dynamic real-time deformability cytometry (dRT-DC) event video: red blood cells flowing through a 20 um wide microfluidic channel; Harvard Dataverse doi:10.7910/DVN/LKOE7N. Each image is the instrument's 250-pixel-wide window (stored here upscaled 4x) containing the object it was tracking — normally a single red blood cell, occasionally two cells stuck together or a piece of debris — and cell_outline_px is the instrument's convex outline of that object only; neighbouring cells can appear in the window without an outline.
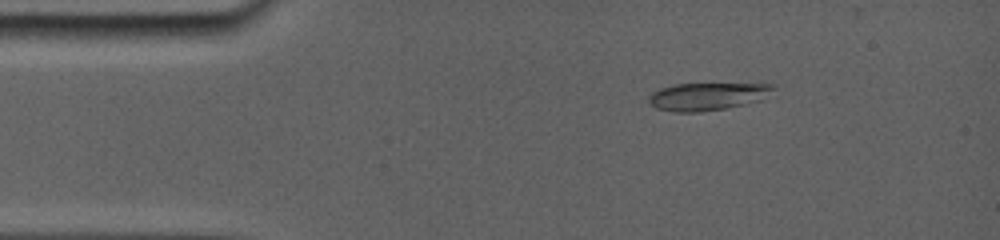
{"species": "common noctule bat (a hibernating species)", "species_latin": "Nyctalus noctula", "temperature_condition": "room temperature", "stored_images_in_passage": 85, "camera_frame_rate_fps": 5000, "um_per_image_px": 0.085, "animal": {"sex": "female", "body_mass_g": 19.0, "forearm_length_mm": 56.7}, "frame": {"image": 1, "passage_image": 1, "time_ms": 0.0, "image_size_px": [1000, 240], "cell_outline_px": [[776, 88], [760, 100], [744, 104], [724, 108], [696, 112], [676, 112], [656, 108], [648, 100], [648, 96], [652, 92], [660, 88], [672, 84], [776, 84]], "centroid_in_image_um": [60.1, 8.18], "position_along_channel_um": 24.9, "area_um2": 19.83}}
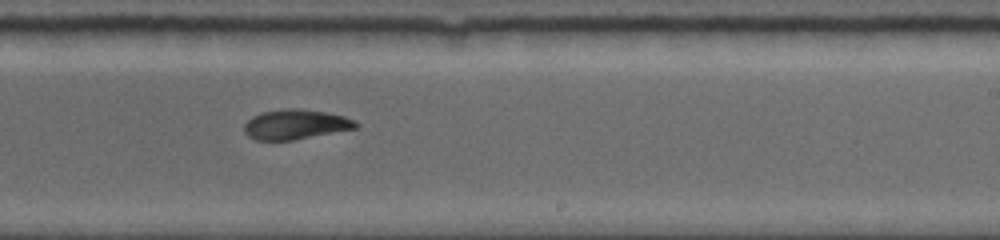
{"frame": {"image": 2, "passage_image": 45, "time_ms": 7.6, "image_size_px": [1000, 240], "cell_outline_px": [[360, 124], [356, 128], [292, 140], [256, 140], [248, 136], [244, 132], [244, 124], [252, 116], [260, 112], [284, 108], [296, 108], [324, 112], [344, 116], [356, 120]], "centroid_in_image_um": [25.1, 10.56], "position_along_channel_um": 263.9, "area_um2": 19.42}}
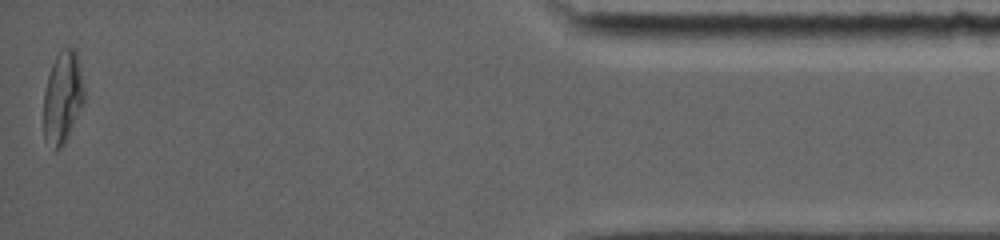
{"frame": {"image": 3, "passage_image": 85, "time_ms": 13.6, "image_size_px": [1000, 240], "cell_outline_px": [[84, 104], [64, 144], [60, 148], [56, 148], [44, 140], [44, 92], [48, 76], [52, 64], [60, 48], [72, 48], [76, 52], [80, 64], [84, 88]], "centroid_in_image_um": [5.34, 8.26], "position_along_channel_um": 429.9, "area_um2": 21.73}, "authors_computed_cell_mechanics": {"area_um2": 19.941, "velocity_mm_per_s": 3.8783, "shape_relaxation_time_tau1_ms": 9.6042, "shape_relaxation_time_tau2_ms": 2.3844, "deformation_change_tau1": 0.2826, "deformation_change_tau2": 0.0728}}